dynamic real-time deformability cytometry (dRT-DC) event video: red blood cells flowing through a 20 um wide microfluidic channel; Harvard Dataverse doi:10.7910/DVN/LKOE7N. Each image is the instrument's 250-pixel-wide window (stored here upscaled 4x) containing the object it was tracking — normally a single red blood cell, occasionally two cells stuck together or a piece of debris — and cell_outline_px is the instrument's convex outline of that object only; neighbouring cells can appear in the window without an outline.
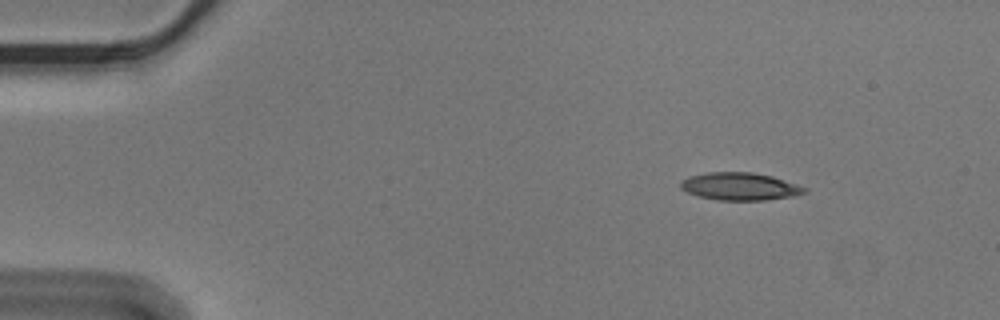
{"species": "Egyptian fruit bat (a non-hibernating species)", "species_latin": "Rousettus aegyptiacus", "temperature_condition": "cold", "stored_images_in_passage": 56, "camera_frame_rate_fps": 3000, "um_per_image_px": 0.085, "animal": {"sex": "male"}, "frame": {"image": 1, "passage_image": 7, "time_ms": 2.0, "image_size_px": [1000, 320], "cell_outline_px": [[808, 192], [796, 196], [764, 200], [716, 200], [696, 196], [680, 188], [680, 180], [688, 176], [708, 172], [752, 172], [772, 176], [808, 188]], "centroid_in_image_um": [62.88, 15.85], "position_along_channel_um": 22.1, "area_um2": 20.17}}
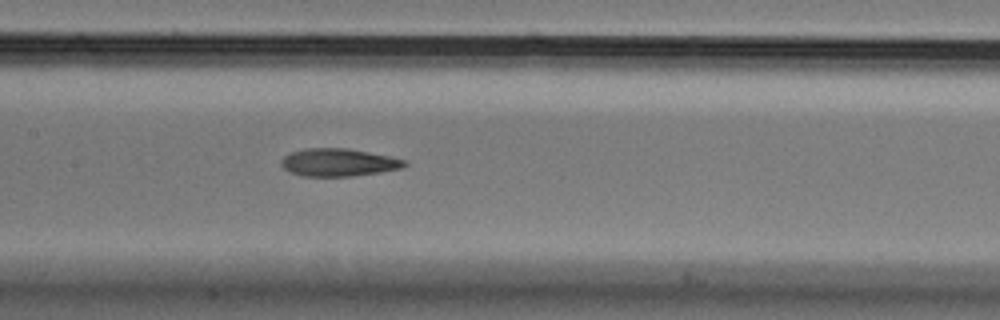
{"frame": {"image": 2, "passage_image": 27, "time_ms": 8.667, "image_size_px": [1000, 320], "cell_outline_px": [[408, 164], [404, 168], [380, 172], [352, 176], [300, 176], [288, 172], [280, 164], [280, 160], [284, 156], [292, 152], [304, 148], [348, 148], [408, 160]], "centroid_in_image_um": [28.77, 13.81], "position_along_channel_um": 178.6, "area_um2": 20.11}}
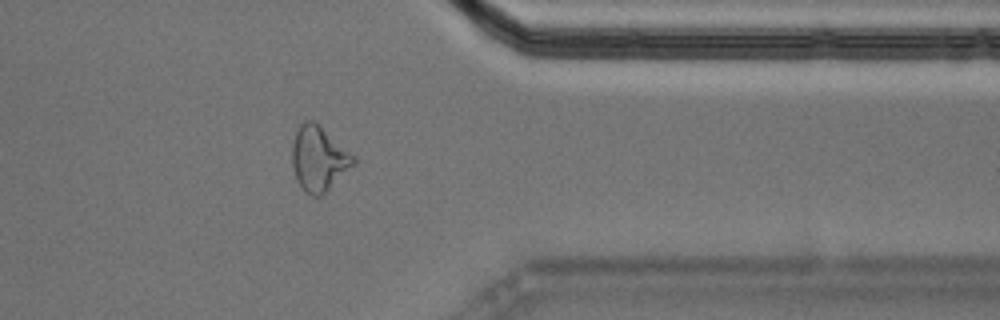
{"frame": {"image": 3, "passage_image": 45, "time_ms": 14.667, "image_size_px": [1000, 320], "cell_outline_px": [[356, 164], [320, 196], [312, 196], [304, 192], [296, 180], [292, 168], [292, 144], [296, 132], [300, 124], [304, 120], [312, 120], [320, 124], [356, 156]], "centroid_in_image_um": [27.1, 13.47], "position_along_channel_um": 384.3, "area_um2": 23.52}, "authors_computed_cell_mechanics": {"area_um2": 20.3456, "velocity_mm_per_s": 3.5815, "shape_relaxation_time_tau1_ms": 5.7779, "shape_relaxation_time_tau2_ms": 3.1809, "deformation_change_tau1": 0.1731, "deformation_change_tau2": 0.1267}}